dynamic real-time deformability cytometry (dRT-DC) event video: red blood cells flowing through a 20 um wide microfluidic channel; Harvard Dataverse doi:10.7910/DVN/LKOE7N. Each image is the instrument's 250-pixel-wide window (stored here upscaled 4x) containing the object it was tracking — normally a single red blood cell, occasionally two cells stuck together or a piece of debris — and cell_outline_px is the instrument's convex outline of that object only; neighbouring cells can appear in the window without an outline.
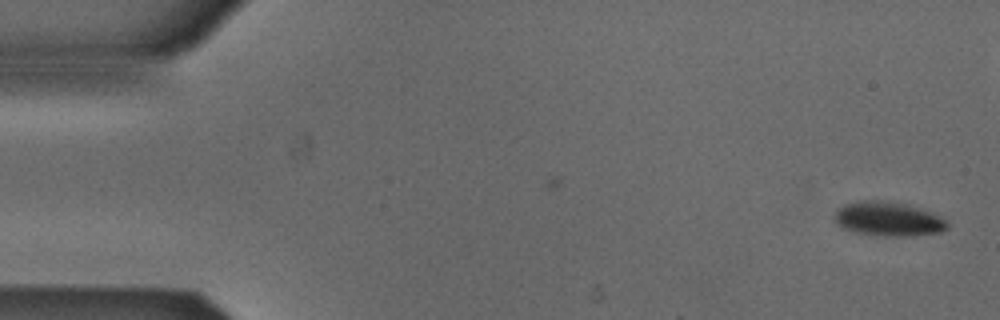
{"species": "Egyptian fruit bat (a non-hibernating species)", "species_latin": "Rousettus aegyptiacus", "temperature_condition": "cold", "stored_images_in_passage": 53, "camera_frame_rate_fps": 3000, "um_per_image_px": 0.085, "animal": {"sex": "male"}, "frame": {"image": 1, "passage_image": 1, "time_ms": 0.0, "image_size_px": [1000, 320], "cell_outline_px": [[948, 228], [940, 232], [904, 236], [884, 236], [856, 232], [844, 228], [836, 224], [832, 220], [836, 208], [844, 204], [856, 200], [884, 200], [908, 204], [932, 212], [948, 220]], "centroid_in_image_um": [75.47, 18.59], "position_along_channel_um": 9.5, "area_um2": 22.89}}
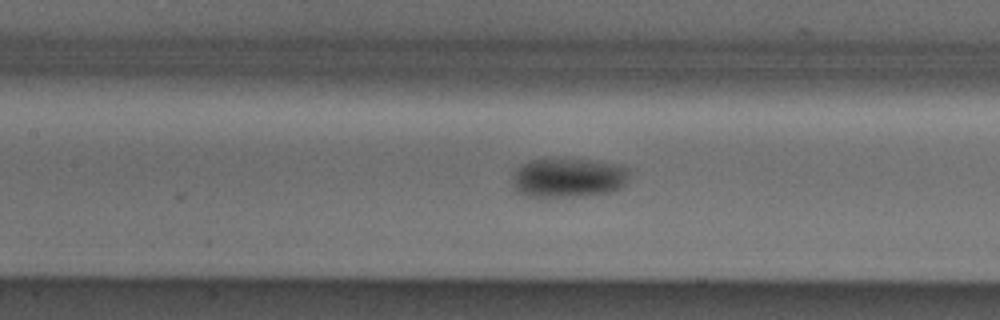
{"frame": {"image": 2, "passage_image": 23, "time_ms": 7.333, "image_size_px": [1000, 320], "cell_outline_px": [[628, 176], [624, 188], [612, 192], [576, 196], [528, 196], [516, 192], [512, 184], [512, 176], [516, 168], [520, 164], [528, 160], [592, 160], [612, 164], [628, 168]], "centroid_in_image_um": [48.28, 15.12], "position_along_channel_um": 159.1, "area_um2": 26.7}}
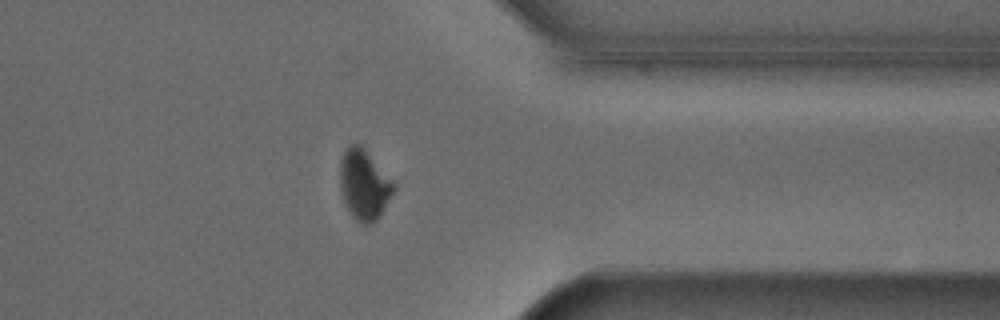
{"frame": {"image": 3, "passage_image": 41, "time_ms": 13.333, "image_size_px": [1000, 320], "cell_outline_px": [[396, 188], [376, 220], [372, 224], [360, 224], [352, 216], [344, 200], [340, 188], [340, 160], [344, 152], [352, 144], [360, 144], [364, 148], [396, 184]], "centroid_in_image_um": [30.95, 15.7], "position_along_channel_um": 380.5, "area_um2": 21.68}}